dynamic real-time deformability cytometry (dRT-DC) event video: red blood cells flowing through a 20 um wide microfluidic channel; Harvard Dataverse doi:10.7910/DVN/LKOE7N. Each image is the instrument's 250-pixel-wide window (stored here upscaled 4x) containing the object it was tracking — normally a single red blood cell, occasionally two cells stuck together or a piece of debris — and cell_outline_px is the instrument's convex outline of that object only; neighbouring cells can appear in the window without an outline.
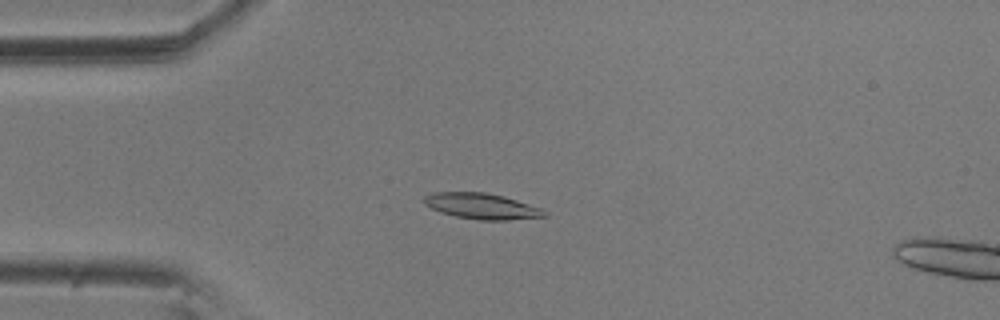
{"species": "common noctule bat (a hibernating species)", "species_latin": "Nyctalus noctula", "temperature_condition": "room temperature", "stored_images_in_passage": 5, "camera_frame_rate_fps": 3000, "um_per_image_px": 0.085, "animal": {"sex": "male", "body_mass_g": 20.5, "forearm_length_mm": 52.5}, "frame": {"image": 1, "passage_image": 4, "time_ms": 1.0, "image_size_px": [1000, 320], "cell_outline_px": [[548, 216], [508, 220], [480, 220], [456, 216], [440, 212], [424, 204], [424, 196], [432, 192], [484, 192], [504, 196], [544, 208], [548, 212]], "centroid_in_image_um": [41.0, 17.52], "position_along_channel_um": 44.0, "area_um2": 18.26}}